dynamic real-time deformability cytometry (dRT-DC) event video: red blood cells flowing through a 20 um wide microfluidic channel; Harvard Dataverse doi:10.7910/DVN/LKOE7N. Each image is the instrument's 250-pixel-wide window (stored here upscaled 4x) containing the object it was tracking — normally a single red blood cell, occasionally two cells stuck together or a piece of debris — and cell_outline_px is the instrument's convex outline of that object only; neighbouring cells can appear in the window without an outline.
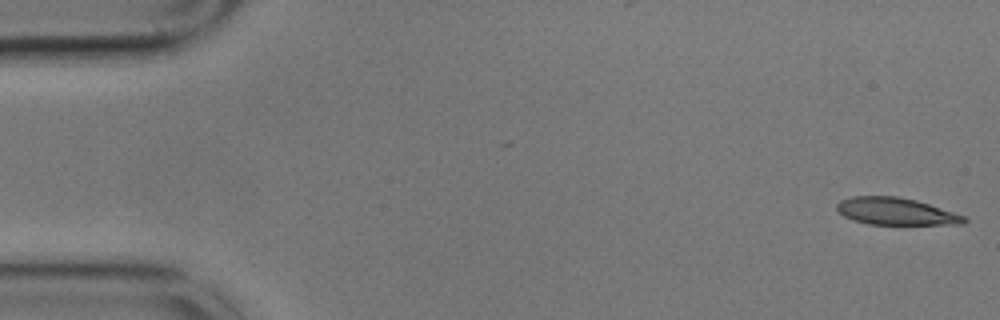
{"species": "common noctule bat (a hibernating species)", "species_latin": "Nyctalus noctula", "temperature_condition": "cold", "stored_images_in_passage": 55, "camera_frame_rate_fps": 3000, "um_per_image_px": 0.085, "animal": {"sex": "male", "body_mass_g": 17.9}, "frame": {"image": 1, "passage_image": 1, "time_ms": 0.0, "image_size_px": [1000, 320], "cell_outline_px": [[968, 220], [964, 224], [868, 224], [852, 220], [844, 216], [836, 208], [836, 204], [840, 200], [852, 196], [896, 196], [916, 200], [964, 216]], "centroid_in_image_um": [76.1, 17.96], "position_along_channel_um": 8.9, "area_um2": 19.94}}
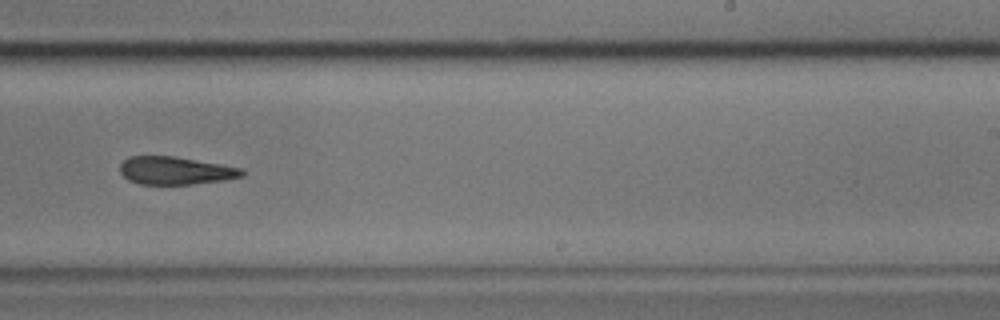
{"frame": {"image": 2, "passage_image": 34, "time_ms": 11.0, "image_size_px": [1000, 320], "cell_outline_px": [[244, 176], [224, 180], [192, 184], [140, 184], [128, 180], [120, 172], [120, 164], [128, 156], [172, 156], [244, 168]], "centroid_in_image_um": [14.91, 14.5], "position_along_channel_um": 274.1, "area_um2": 19.77}}
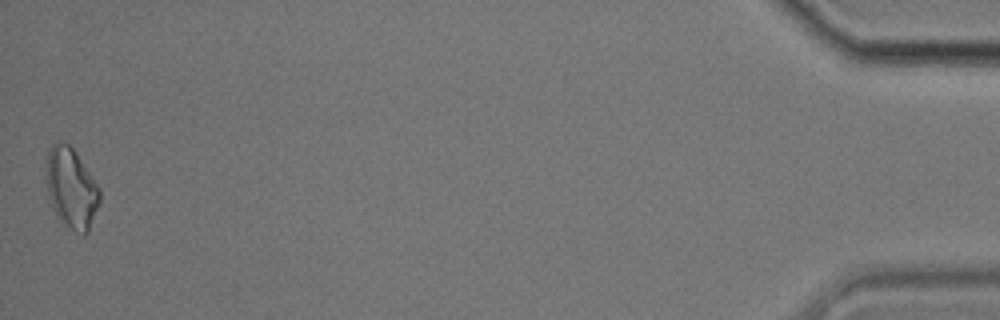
{"frame": {"image": 3, "passage_image": 55, "time_ms": 18.0, "image_size_px": [1000, 320], "cell_outline_px": [[100, 204], [88, 232], [84, 236], [76, 232], [60, 220], [56, 216], [52, 208], [48, 196], [48, 148], [52, 144], [68, 144], [76, 152], [100, 188]], "centroid_in_image_um": [6.1, 16.05], "position_along_channel_um": 429.1, "area_um2": 24.68}, "authors_computed_cell_mechanics": {"area_um2": 21.2704, "velocity_mm_per_s": 3.5517, "shape_relaxation_time_tau1_ms": null, "shape_relaxation_time_tau2_ms": 10.0613, "deformation_change_tau1": null, "deformation_change_tau2": 0.2418}}